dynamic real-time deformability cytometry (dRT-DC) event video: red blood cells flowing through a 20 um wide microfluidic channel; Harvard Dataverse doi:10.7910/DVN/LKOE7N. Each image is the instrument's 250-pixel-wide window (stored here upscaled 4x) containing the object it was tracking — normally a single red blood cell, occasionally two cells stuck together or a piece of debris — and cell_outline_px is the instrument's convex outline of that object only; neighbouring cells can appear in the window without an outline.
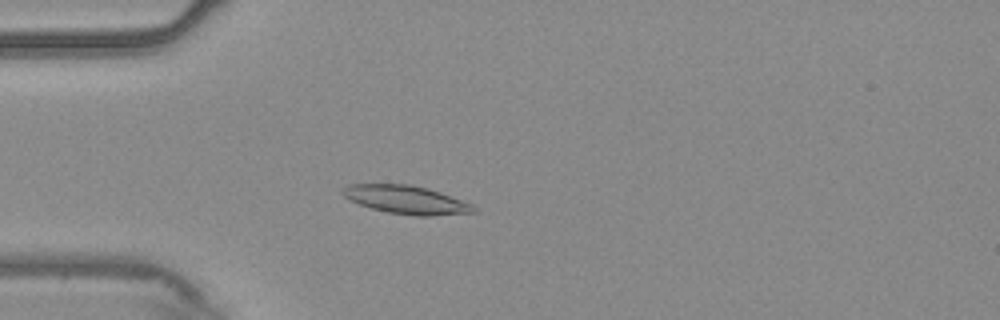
{"species": "common noctule bat (a hibernating species)", "species_latin": "Nyctalus noctula", "temperature_condition": "warm", "stored_images_in_passage": 44, "camera_frame_rate_fps": 3000, "um_per_image_px": 0.085, "animal": {"sex": "male", "body_mass_g": 20.4}, "frame": {"image": 1, "passage_image": 5, "time_ms": 1.333, "image_size_px": [1000, 320], "cell_outline_px": [[476, 212], [432, 216], [416, 216], [388, 212], [372, 208], [360, 204], [344, 196], [340, 192], [348, 184], [408, 184], [428, 188], [440, 192], [472, 204], [476, 208]], "centroid_in_image_um": [34.55, 16.97], "position_along_channel_um": 50.5, "area_um2": 21.44}}
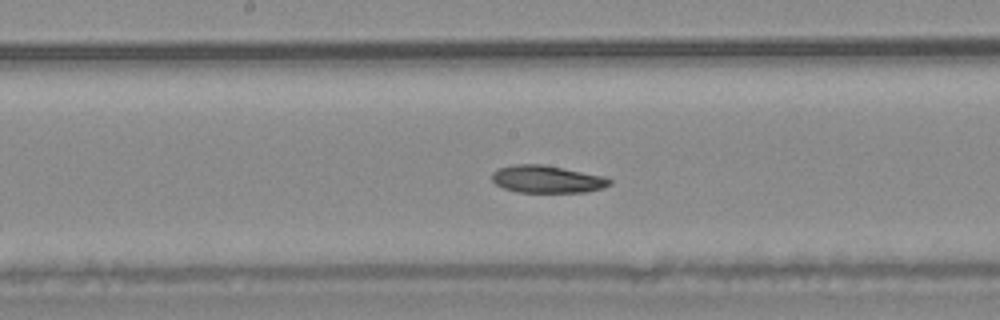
{"frame": {"image": 2, "passage_image": 18, "time_ms": 5.667, "image_size_px": [1000, 320], "cell_outline_px": [[612, 184], [604, 188], [584, 192], [516, 192], [504, 188], [496, 184], [492, 180], [492, 172], [500, 168], [512, 164], [544, 164], [604, 176], [612, 180]], "centroid_in_image_um": [46.51, 15.23], "position_along_channel_um": 201.7, "area_um2": 18.9}}
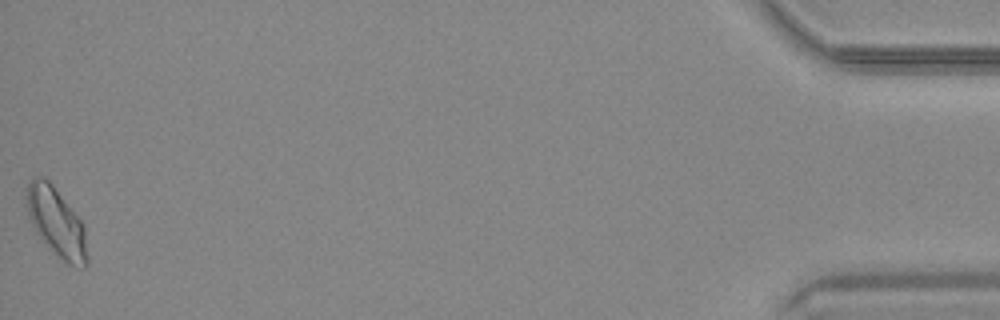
{"frame": {"image": 3, "passage_image": 44, "time_ms": 14.333, "image_size_px": [1000, 320], "cell_outline_px": [[88, 264], [84, 268], [68, 264], [36, 232], [32, 224], [28, 212], [28, 184], [32, 176], [44, 176], [52, 184], [80, 220], [84, 228], [88, 256]], "centroid_in_image_um": [4.82, 18.88], "position_along_channel_um": 430.4, "area_um2": 23.47}, "authors_computed_cell_mechanics": {"area_um2": 19.8832, "velocity_mm_per_s": 3.7506, "shape_relaxation_time_tau1_ms": null, "shape_relaxation_time_tau2_ms": 3.2692, "deformation_change_tau1": null, "deformation_change_tau2": 0.0786}}